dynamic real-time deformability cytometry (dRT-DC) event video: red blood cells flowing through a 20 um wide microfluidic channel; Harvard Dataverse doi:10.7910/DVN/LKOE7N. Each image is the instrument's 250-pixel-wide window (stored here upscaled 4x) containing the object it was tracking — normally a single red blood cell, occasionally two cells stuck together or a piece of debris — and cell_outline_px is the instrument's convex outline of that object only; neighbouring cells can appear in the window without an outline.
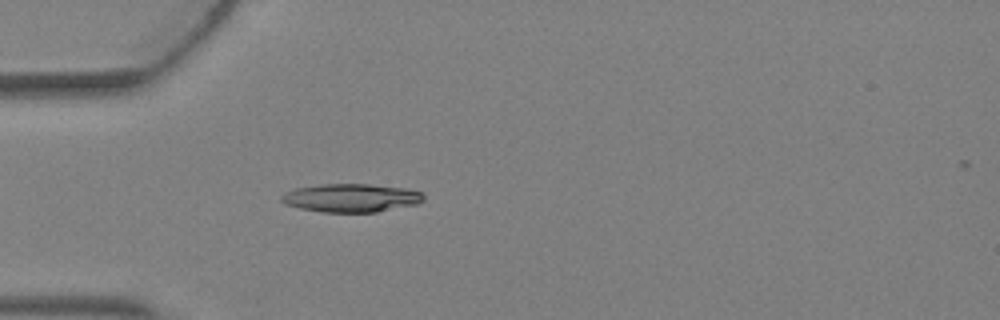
{"species": "Egyptian fruit bat (a non-hibernating species)", "species_latin": "Rousettus aegyptiacus", "temperature_condition": "warm", "stored_images_in_passage": 1, "camera_frame_rate_fps": 3000, "um_per_image_px": 0.085, "animal": {"sex": "female"}, "frame": {"image": 1, "passage_image": 1, "time_ms": 0.0, "image_size_px": [1000, 320], "cell_outline_px": [[424, 200], [420, 204], [376, 212], [320, 212], [300, 208], [284, 204], [280, 200], [280, 196], [284, 192], [296, 188], [320, 184], [368, 184], [404, 188], [420, 192], [424, 196]], "centroid_in_image_um": [29.83, 16.82], "position_along_channel_um": 55.2, "area_um2": 23.64}}